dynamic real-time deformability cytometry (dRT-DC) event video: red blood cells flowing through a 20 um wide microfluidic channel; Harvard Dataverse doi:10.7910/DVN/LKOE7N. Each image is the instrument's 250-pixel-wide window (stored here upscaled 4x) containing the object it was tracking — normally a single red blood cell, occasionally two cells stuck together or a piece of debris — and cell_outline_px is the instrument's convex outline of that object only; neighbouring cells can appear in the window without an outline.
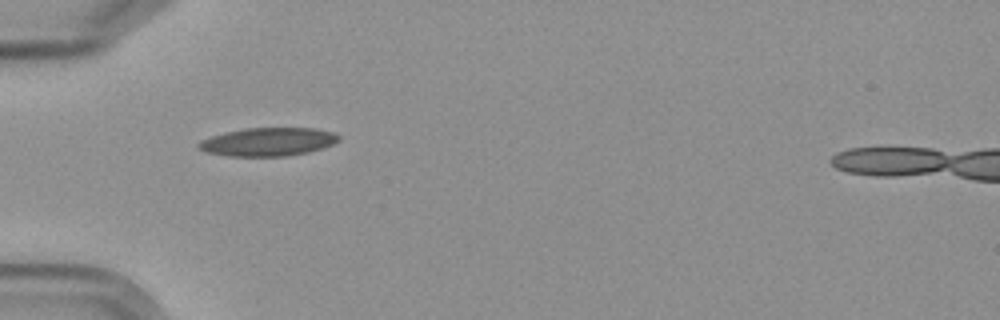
{"species": "Egyptian fruit bat (a non-hibernating species)", "species_latin": "Rousettus aegyptiacus", "temperature_condition": "cold", "stored_images_in_passage": 7, "camera_frame_rate_fps": 3000, "um_per_image_px": 0.085, "frame": {"image": 1, "passage_image": 1, "time_ms": 0.0, "image_size_px": [1000, 320], "cell_outline_px": [[340, 140], [324, 148], [308, 152], [288, 156], [228, 156], [204, 152], [196, 144], [200, 140], [224, 132], [244, 128], [316, 128], [332, 132], [340, 136]], "centroid_in_image_um": [22.78, 12.05], "position_along_channel_um": 62.2, "area_um2": 23.29}}
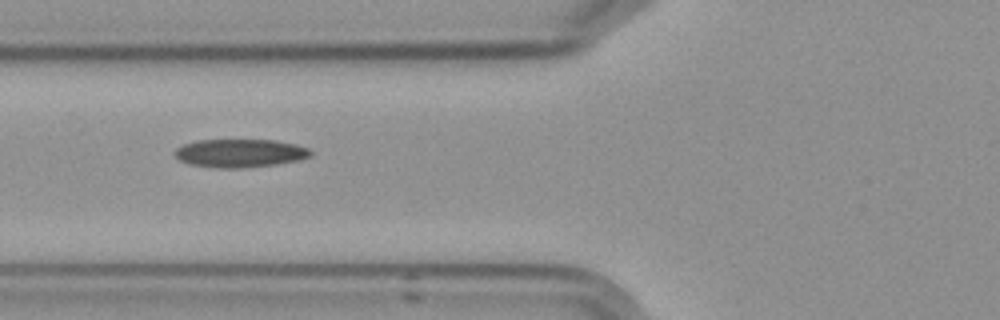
{"frame": {"image": 2, "passage_image": 2, "time_ms": 1.333, "image_size_px": [1000, 320], "cell_outline_px": [[312, 156], [300, 160], [276, 164], [244, 168], [216, 168], [188, 164], [180, 160], [172, 152], [176, 148], [184, 144], [196, 140], [276, 140], [296, 144], [308, 148], [312, 152]], "centroid_in_image_um": [20.4, 13.02], "position_along_channel_um": 105.4, "area_um2": 22.6}}
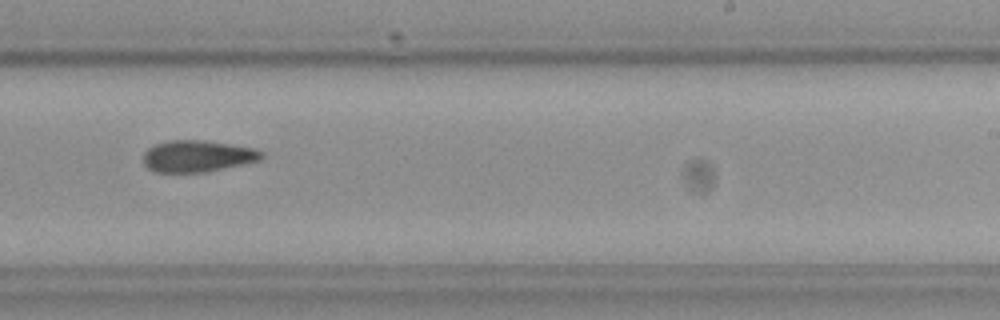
{"frame": {"image": 3, "passage_image": 6, "time_ms": 6.0, "image_size_px": [1000, 320], "cell_outline_px": [[264, 156], [260, 160], [204, 172], [156, 172], [148, 168], [144, 164], [144, 152], [148, 148], [156, 144], [168, 140], [204, 140], [252, 148], [264, 152]], "centroid_in_image_um": [16.76, 13.27], "position_along_channel_um": 272.2, "area_um2": 21.56}}